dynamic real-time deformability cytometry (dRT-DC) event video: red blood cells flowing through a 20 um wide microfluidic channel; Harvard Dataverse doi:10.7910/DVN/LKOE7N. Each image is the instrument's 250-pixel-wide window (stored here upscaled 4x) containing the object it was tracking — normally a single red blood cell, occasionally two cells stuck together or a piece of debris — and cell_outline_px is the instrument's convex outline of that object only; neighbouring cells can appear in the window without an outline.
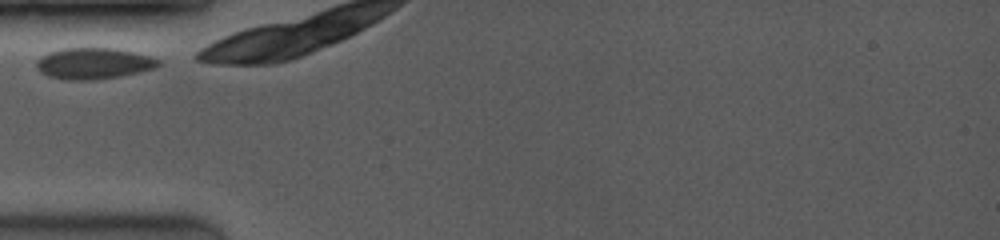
{"species": "common noctule bat (a hibernating species)", "species_latin": "Nyctalus noctula", "temperature_condition": "room temperature", "stored_images_in_passage": 16, "camera_frame_rate_fps": 3500, "um_per_image_px": 0.085, "animal": {"sex": "female", "body_mass_g": 19.0, "forearm_length_mm": 53.3}, "frame": {"image": 1, "passage_image": 1, "time_ms": 0.0, "image_size_px": [1000, 240], "cell_outline_px": [[160, 64], [156, 68], [140, 72], [120, 76], [96, 80], [68, 80], [48, 76], [40, 72], [36, 64], [36, 60], [48, 52], [64, 48], [116, 48], [152, 56], [160, 60]], "centroid_in_image_um": [7.98, 5.39], "position_along_channel_um": 77.0, "area_um2": 22.37}}